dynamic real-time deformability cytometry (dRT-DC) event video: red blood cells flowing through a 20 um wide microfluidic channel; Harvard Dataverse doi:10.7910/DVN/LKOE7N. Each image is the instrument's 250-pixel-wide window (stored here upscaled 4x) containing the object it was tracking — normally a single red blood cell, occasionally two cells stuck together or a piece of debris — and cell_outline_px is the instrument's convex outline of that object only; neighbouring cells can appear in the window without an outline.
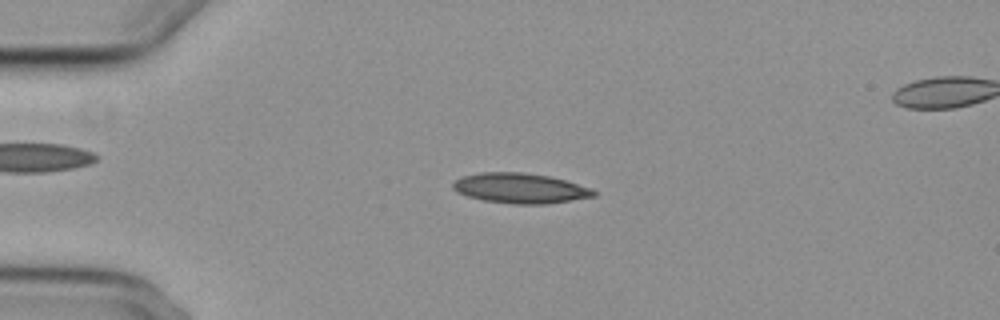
{"species": "common noctule bat (a hibernating species)", "species_latin": "Nyctalus noctula", "temperature_condition": "cold", "stored_images_in_passage": 43, "camera_frame_rate_fps": 3000, "um_per_image_px": 0.085, "animal": {"sex": "female", "body_mass_g": 29.2, "forearm_length_mm": 56.3}, "frame": {"image": 1, "passage_image": 1, "time_ms": 0.0, "image_size_px": [1000, 320], "cell_outline_px": [[596, 196], [548, 204], [516, 204], [484, 200], [468, 196], [456, 192], [452, 188], [452, 184], [456, 180], [464, 176], [480, 172], [524, 172], [548, 176], [564, 180], [592, 188], [596, 192]], "centroid_in_image_um": [44.22, 16.0], "position_along_channel_um": 40.8, "area_um2": 24.62}}
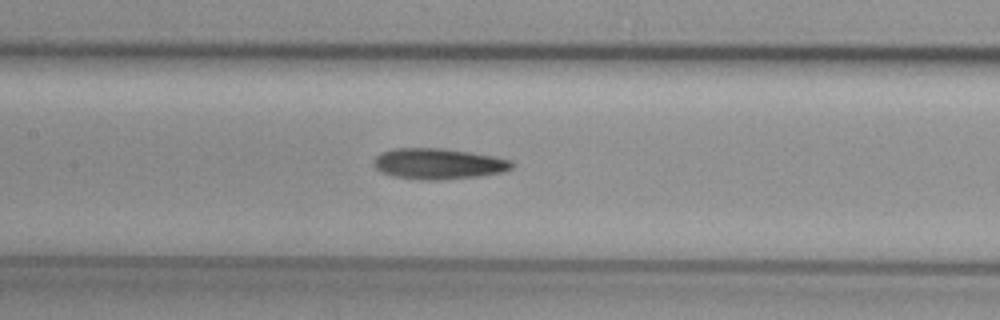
{"frame": {"image": 2, "passage_image": 14, "time_ms": 4.333, "image_size_px": [1000, 320], "cell_outline_px": [[516, 164], [512, 168], [504, 172], [480, 176], [440, 180], [420, 180], [396, 176], [380, 172], [372, 164], [372, 160], [380, 152], [392, 148], [444, 148], [472, 152], [512, 160]], "centroid_in_image_um": [37.26, 13.91], "position_along_channel_um": 170.1, "area_um2": 25.2}}
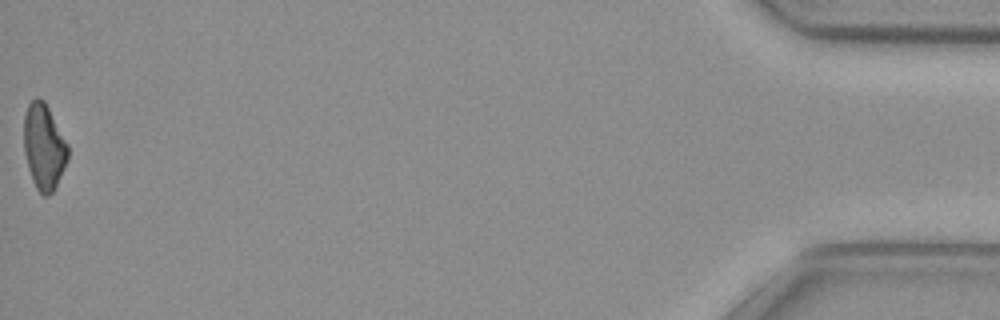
{"frame": {"image": 3, "passage_image": 43, "time_ms": 14.0, "image_size_px": [1000, 320], "cell_outline_px": [[68, 160], [56, 188], [48, 196], [44, 196], [36, 188], [32, 180], [28, 168], [24, 152], [24, 116], [28, 104], [36, 96], [44, 100], [68, 144]], "centroid_in_image_um": [3.74, 12.49], "position_along_channel_um": 431.5, "area_um2": 22.14}, "authors_computed_cell_mechanics": {"area_um2": 23.7558, "velocity_mm_per_s": 3.7306, "shape_relaxation_time_tau1_ms": 11.1448, "shape_relaxation_time_tau2_ms": null, "deformation_change_tau1": 0.2013, "deformation_change_tau2": null}}